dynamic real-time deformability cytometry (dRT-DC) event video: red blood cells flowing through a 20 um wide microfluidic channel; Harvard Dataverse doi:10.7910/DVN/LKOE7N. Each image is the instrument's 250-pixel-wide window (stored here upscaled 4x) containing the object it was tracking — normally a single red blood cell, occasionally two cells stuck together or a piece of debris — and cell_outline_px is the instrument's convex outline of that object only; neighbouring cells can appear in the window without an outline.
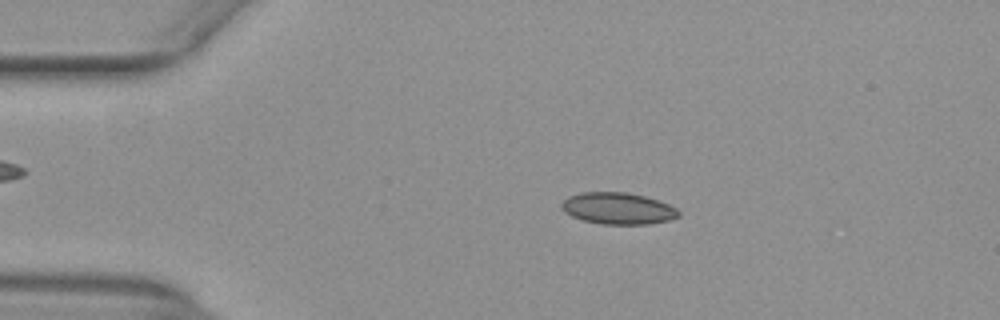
{"species": "common noctule bat (a hibernating species)", "species_latin": "Nyctalus noctula", "temperature_condition": "warm", "stored_images_in_passage": 52, "camera_frame_rate_fps": 3000, "um_per_image_px": 0.085, "animal": {"sex": "female", "body_mass_g": 29.2, "forearm_length_mm": 56.3}, "frame": {"image": 1, "passage_image": 10, "time_ms": 3.0, "image_size_px": [1000, 320], "cell_outline_px": [[680, 216], [668, 220], [648, 224], [600, 224], [580, 220], [564, 212], [560, 208], [560, 204], [568, 196], [580, 192], [628, 192], [660, 200], [676, 208], [680, 212]], "centroid_in_image_um": [52.5, 17.71], "position_along_channel_um": 32.5, "area_um2": 21.85}}
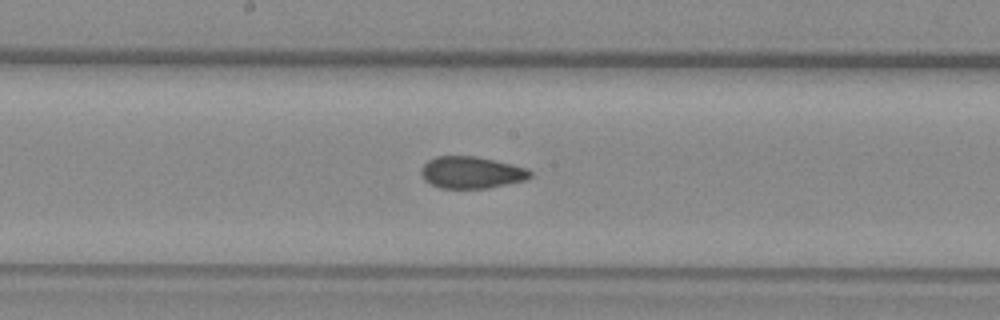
{"frame": {"image": 2, "passage_image": 27, "time_ms": 8.667, "image_size_px": [1000, 320], "cell_outline_px": [[532, 176], [524, 180], [488, 188], [440, 188], [424, 180], [420, 172], [420, 168], [428, 160], [436, 156], [472, 156], [492, 160], [528, 168], [532, 172]], "centroid_in_image_um": [40.04, 14.66], "position_along_channel_um": 208.2, "area_um2": 20.11}}
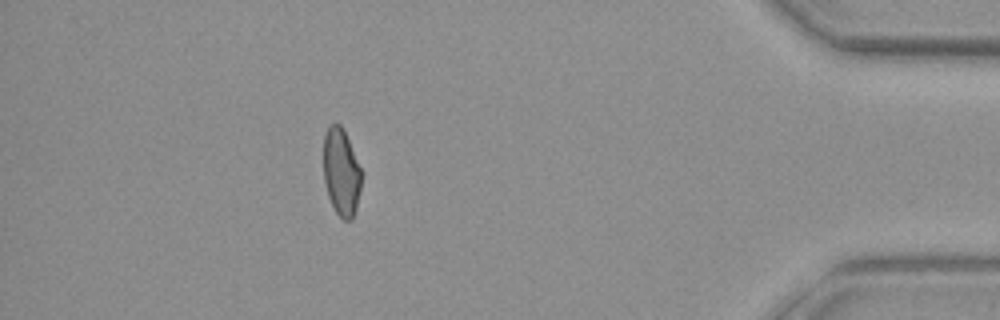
{"frame": {"image": 3, "passage_image": 46, "time_ms": 15.0, "image_size_px": [1000, 320], "cell_outline_px": [[364, 172], [356, 208], [352, 220], [344, 220], [336, 212], [328, 196], [324, 180], [324, 132], [332, 124], [340, 124], [344, 128]], "centroid_in_image_um": [29.04, 14.6], "position_along_channel_um": 406.2, "area_um2": 19.71}, "authors_computed_cell_mechanics": {"area_um2": 20.5768, "velocity_mm_per_s": 3.9594, "shape_relaxation_time_tau1_ms": null, "shape_relaxation_time_tau2_ms": 1.4683, "deformation_change_tau1": null, "deformation_change_tau2": 0.0705}}